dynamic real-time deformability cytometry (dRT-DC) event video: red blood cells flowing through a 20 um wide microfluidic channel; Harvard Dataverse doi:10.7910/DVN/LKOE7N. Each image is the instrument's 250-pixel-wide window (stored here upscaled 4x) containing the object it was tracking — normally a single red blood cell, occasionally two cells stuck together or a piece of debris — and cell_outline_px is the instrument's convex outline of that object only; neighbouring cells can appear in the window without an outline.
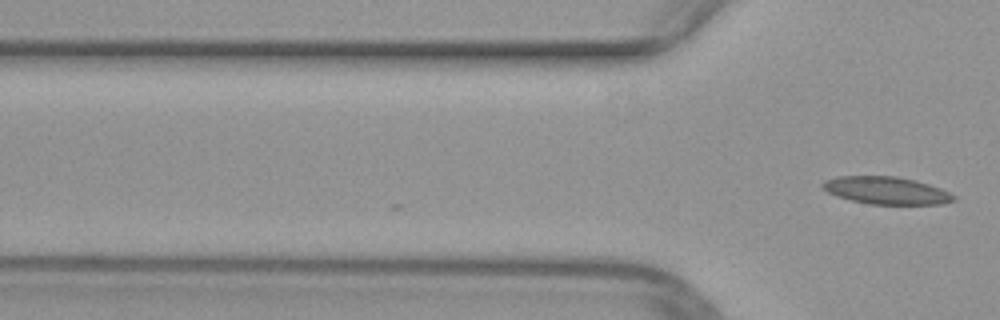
{"species": "common noctule bat (a hibernating species)", "species_latin": "Nyctalus noctula", "temperature_condition": "warm", "stored_images_in_passage": 4, "camera_frame_rate_fps": 3000, "um_per_image_px": 0.085, "animal": {"sex": "female", "body_mass_g": 29.2, "forearm_length_mm": 56.3}, "frame": {"image": 1, "passage_image": 4, "time_ms": 1.0, "image_size_px": [1000, 320], "cell_outline_px": [[956, 200], [944, 204], [868, 204], [836, 196], [820, 188], [820, 184], [824, 180], [836, 176], [896, 176], [916, 180], [940, 188], [956, 196]], "centroid_in_image_um": [75.31, 16.18], "position_along_channel_um": 50.5, "area_um2": 21.15}}